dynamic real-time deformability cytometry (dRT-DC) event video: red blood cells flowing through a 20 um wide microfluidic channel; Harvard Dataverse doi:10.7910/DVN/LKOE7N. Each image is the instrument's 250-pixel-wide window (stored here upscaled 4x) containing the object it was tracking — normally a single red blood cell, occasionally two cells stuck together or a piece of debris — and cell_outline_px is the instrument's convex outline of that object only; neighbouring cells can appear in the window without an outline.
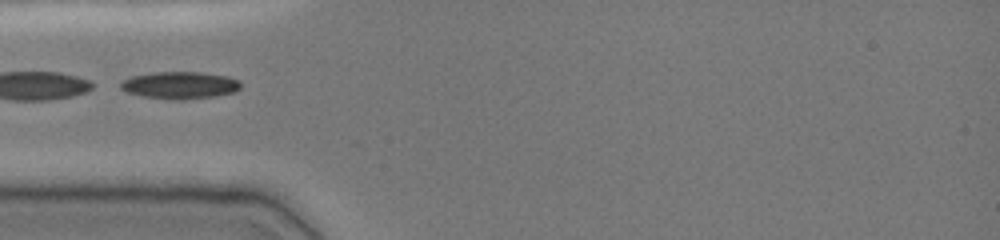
{"species": "common noctule bat (a hibernating species)", "species_latin": "Nyctalus noctula", "temperature_condition": "cold", "stored_images_in_passage": 33, "camera_frame_rate_fps": 3000, "um_per_image_px": 0.085, "animal": {"sex": "female", "body_mass_g": 19.0, "forearm_length_mm": 51.5}, "frame": {"image": 1, "passage_image": 1, "time_ms": 0.0, "image_size_px": [1000, 240], "cell_outline_px": [[240, 88], [236, 92], [212, 96], [184, 100], [180, 100], [144, 96], [128, 92], [120, 88], [120, 80], [132, 76], [152, 72], [200, 72], [228, 76], [240, 80]], "centroid_in_image_um": [15.3, 7.23], "position_along_channel_um": 69.7, "area_um2": 19.02}}